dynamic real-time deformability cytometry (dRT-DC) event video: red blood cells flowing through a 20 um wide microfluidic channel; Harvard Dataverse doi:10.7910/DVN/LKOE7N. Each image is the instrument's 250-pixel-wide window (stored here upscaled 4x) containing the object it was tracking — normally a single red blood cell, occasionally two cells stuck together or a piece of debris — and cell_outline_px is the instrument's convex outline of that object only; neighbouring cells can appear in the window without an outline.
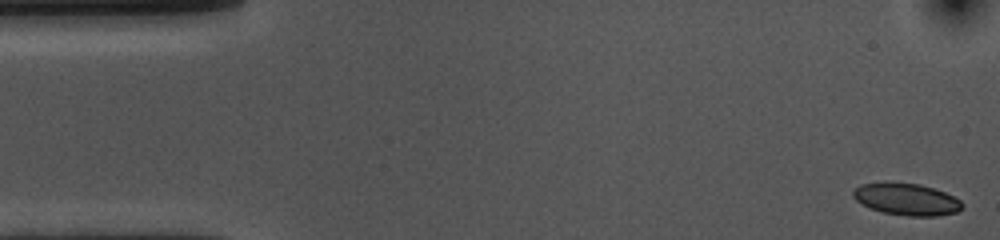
{"species": "common noctule bat (a hibernating species)", "species_latin": "Nyctalus noctula", "temperature_condition": "cold", "stored_images_in_passage": 54, "camera_frame_rate_fps": 3000, "um_per_image_px": 0.085, "animal": {"sex": "female", "body_mass_g": 10.0, "forearm_length_mm": 53.1}, "frame": {"image": 1, "passage_image": 1, "time_ms": 0.0, "image_size_px": [1000, 240], "cell_outline_px": [[964, 208], [956, 212], [936, 216], [908, 216], [884, 212], [868, 208], [856, 200], [852, 196], [852, 192], [860, 184], [884, 180], [888, 180], [920, 184], [944, 192], [960, 200], [964, 204]], "centroid_in_image_um": [77.01, 16.91], "position_along_channel_um": 8.0, "area_um2": 20.75}}
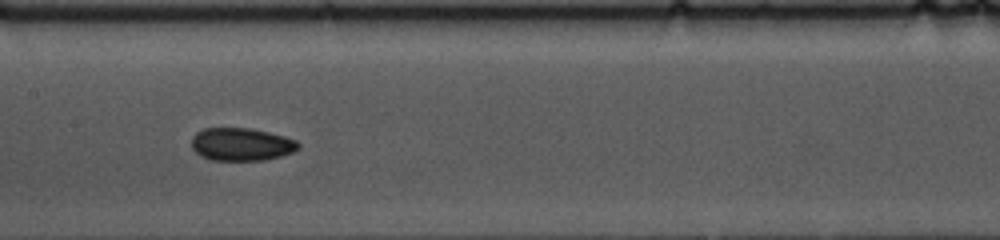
{"frame": {"image": 2, "passage_image": 25, "time_ms": 8.0, "image_size_px": [1000, 240], "cell_outline_px": [[300, 148], [292, 152], [280, 156], [264, 160], [212, 160], [200, 156], [192, 148], [192, 136], [196, 132], [204, 128], [248, 128], [268, 132], [284, 136], [296, 140], [300, 144]], "centroid_in_image_um": [20.51, 12.26], "position_along_channel_um": 186.9, "area_um2": 20.46}}
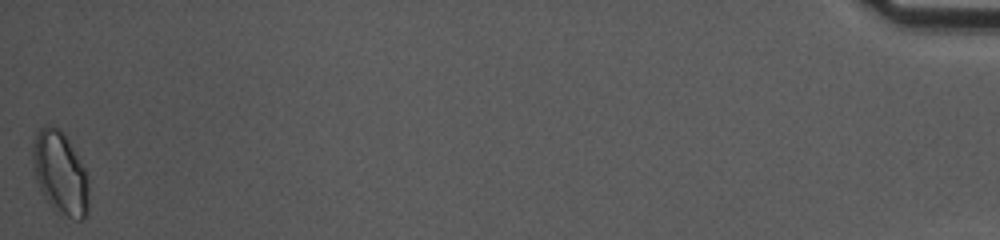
{"frame": {"image": 3, "passage_image": 54, "time_ms": 17.667, "image_size_px": [1000, 240], "cell_outline_px": [[88, 212], [84, 220], [76, 220], [52, 208], [44, 196], [36, 180], [32, 160], [32, 144], [36, 132], [44, 124], [52, 124], [64, 132], [84, 168], [88, 180]], "centroid_in_image_um": [5.11, 14.67], "position_along_channel_um": 430.1, "area_um2": 27.17}, "authors_computed_cell_mechanics": {"area_um2": 20.6635, "velocity_mm_per_s": 3.5874, "shape_relaxation_time_tau1_ms": 10.3291, "shape_relaxation_time_tau2_ms": 3.1206, "deformation_change_tau1": 0.1152, "deformation_change_tau2": 0.0671}}